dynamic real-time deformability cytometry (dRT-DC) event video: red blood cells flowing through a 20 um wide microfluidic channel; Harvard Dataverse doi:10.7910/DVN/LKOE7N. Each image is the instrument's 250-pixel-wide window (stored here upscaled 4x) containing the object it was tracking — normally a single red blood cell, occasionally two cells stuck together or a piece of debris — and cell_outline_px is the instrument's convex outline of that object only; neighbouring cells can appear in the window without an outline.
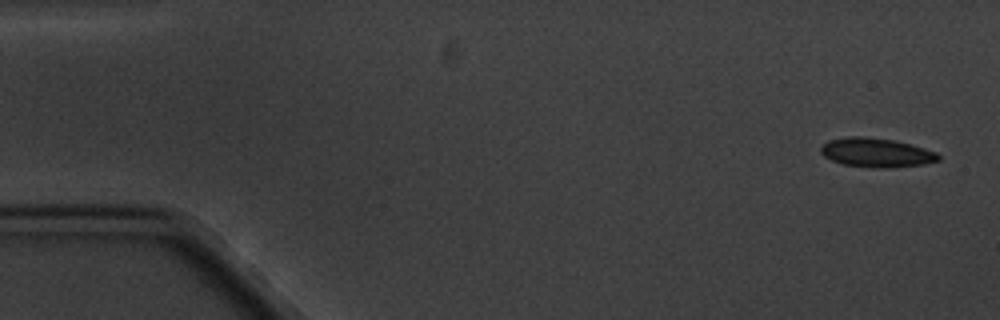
{"species": "common noctule bat (a hibernating species)", "species_latin": "Nyctalus noctula", "temperature_condition": "cold", "stored_images_in_passage": 6, "camera_frame_rate_fps": 3000, "um_per_image_px": 0.085, "animal": {"sex": "male", "body_mass_g": 20.1, "forearm_length_mm": 53.5}, "frame": {"image": 1, "passage_image": 1, "time_ms": 0.0, "image_size_px": [1000, 320], "cell_outline_px": [[940, 160], [924, 164], [888, 168], [880, 168], [844, 164], [832, 160], [824, 156], [820, 152], [820, 148], [828, 140], [848, 136], [864, 136], [896, 140], [912, 144], [936, 152], [940, 156]], "centroid_in_image_um": [74.5, 12.96], "position_along_channel_um": 10.5, "area_um2": 20.0}}